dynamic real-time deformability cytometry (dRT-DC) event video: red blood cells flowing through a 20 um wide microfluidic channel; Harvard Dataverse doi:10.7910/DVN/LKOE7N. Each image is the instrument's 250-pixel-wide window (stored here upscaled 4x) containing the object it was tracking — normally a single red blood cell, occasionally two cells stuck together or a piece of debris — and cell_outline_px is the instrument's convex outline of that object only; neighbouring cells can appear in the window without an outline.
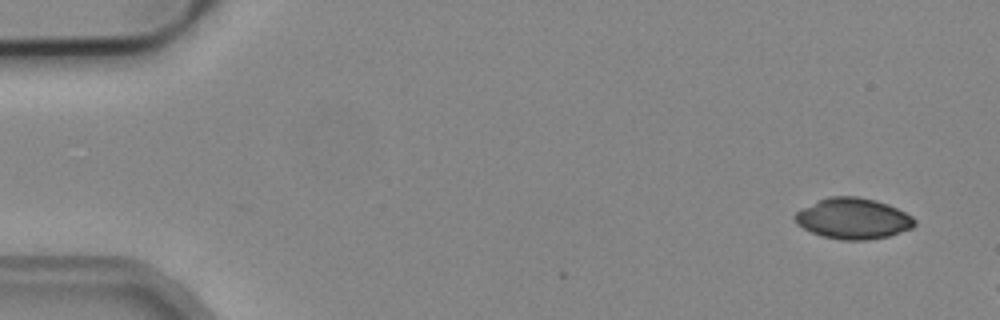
{"species": "common noctule bat (a hibernating species)", "species_latin": "Nyctalus noctula", "temperature_condition": "cold", "stored_images_in_passage": 4, "camera_frame_rate_fps": 3000, "um_per_image_px": 0.085, "animal": {"sex": "male", "body_mass_g": 19.2, "forearm_length_mm": 51.8}, "frame": {"image": 1, "passage_image": 1, "time_ms": 0.0, "image_size_px": [1000, 320], "cell_outline_px": [[916, 224], [912, 228], [888, 236], [864, 240], [844, 240], [824, 236], [812, 232], [796, 224], [792, 216], [796, 212], [828, 196], [856, 196], [876, 200], [888, 204], [912, 216], [916, 220]], "centroid_in_image_um": [72.52, 18.57], "position_along_channel_um": 12.5, "area_um2": 28.26}}